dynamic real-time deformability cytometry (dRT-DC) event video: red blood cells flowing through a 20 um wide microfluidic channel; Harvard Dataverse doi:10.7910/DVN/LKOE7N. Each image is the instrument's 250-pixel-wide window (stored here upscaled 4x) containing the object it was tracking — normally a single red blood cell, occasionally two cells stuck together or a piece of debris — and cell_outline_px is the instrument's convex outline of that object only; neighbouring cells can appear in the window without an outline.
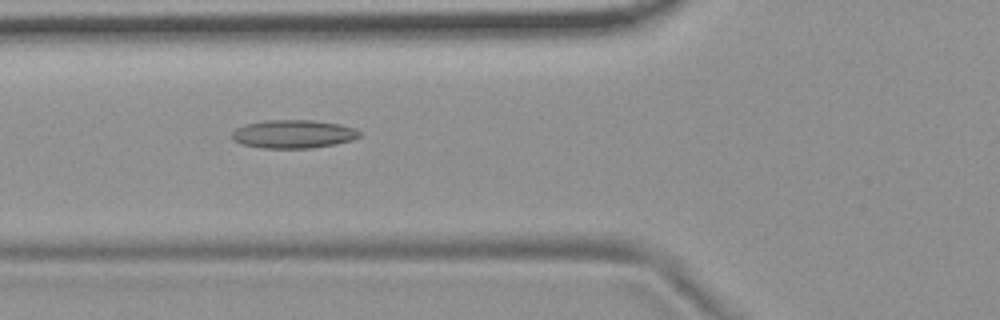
{"species": "common noctule bat (a hibernating species)", "species_latin": "Nyctalus noctula", "temperature_condition": "room temperature", "stored_images_in_passage": 5, "camera_frame_rate_fps": 3000, "um_per_image_px": 0.085, "animal": {"sex": "female", "body_mass_g": 19.9}, "frame": {"image": 1, "passage_image": 4, "time_ms": 3.333, "image_size_px": [1000, 320], "cell_outline_px": [[360, 136], [352, 140], [336, 144], [312, 148], [260, 148], [240, 144], [232, 140], [232, 132], [236, 128], [244, 124], [264, 120], [312, 120], [340, 124], [356, 128], [360, 132]], "centroid_in_image_um": [24.91, 11.39], "position_along_channel_um": 100.9, "area_um2": 21.33}}
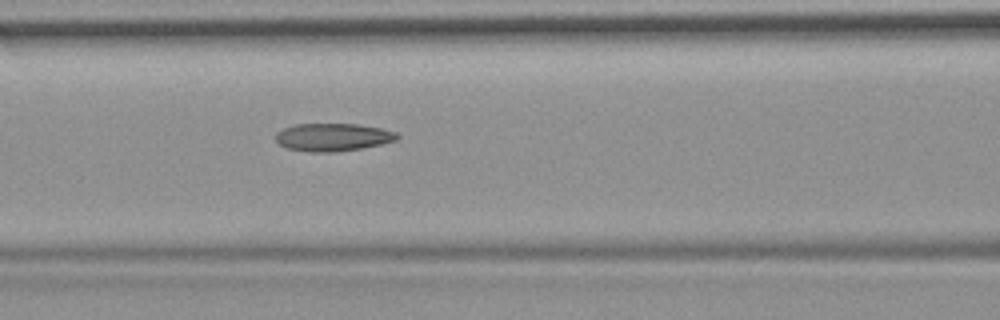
{"frame": {"image": 2, "passage_image": 5, "time_ms": 4.333, "image_size_px": [1000, 320], "cell_outline_px": [[400, 136], [396, 140], [380, 144], [360, 148], [336, 152], [308, 152], [288, 148], [280, 144], [276, 140], [276, 132], [284, 128], [296, 124], [356, 124], [380, 128], [396, 132]], "centroid_in_image_um": [28.28, 11.66], "position_along_channel_um": 138.3, "area_um2": 19.54}}